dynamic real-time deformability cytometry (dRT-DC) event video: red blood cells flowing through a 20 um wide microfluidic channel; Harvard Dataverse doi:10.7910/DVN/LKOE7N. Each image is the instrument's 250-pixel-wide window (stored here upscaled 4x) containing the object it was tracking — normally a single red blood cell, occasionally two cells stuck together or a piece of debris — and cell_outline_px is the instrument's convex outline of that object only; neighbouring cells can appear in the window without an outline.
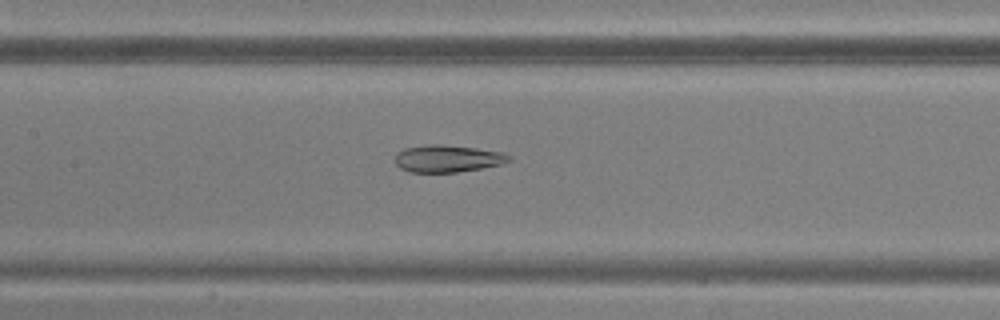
{"species": "common noctule bat (a hibernating species)", "species_latin": "Nyctalus noctula", "temperature_condition": "warm", "stored_images_in_passage": 35, "camera_frame_rate_fps": 3000, "um_per_image_px": 0.085, "animal": {"sex": "male", "body_mass_g": 20.5, "forearm_length_mm": 52.5}, "frame": {"image": 1, "passage_image": 13, "time_ms": 4.0, "image_size_px": [1000, 320], "cell_outline_px": [[512, 160], [500, 164], [480, 168], [456, 172], [408, 172], [400, 168], [396, 164], [396, 152], [404, 148], [428, 144], [440, 144], [476, 148], [504, 152]], "centroid_in_image_um": [38.01, 13.47], "position_along_channel_um": 169.4, "area_um2": 17.98}}
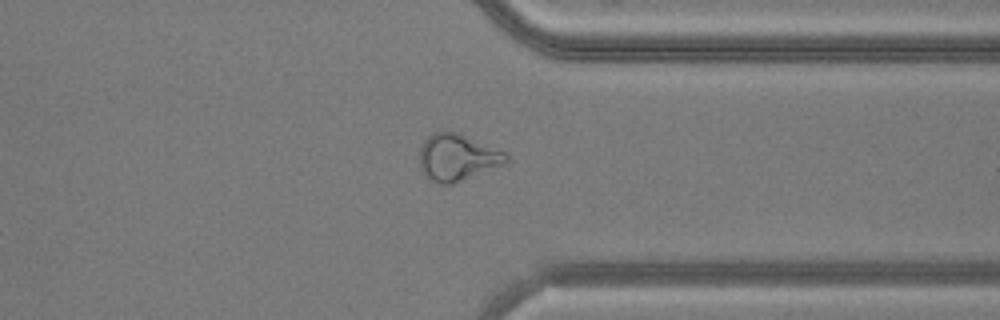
{"frame": {"image": 2, "passage_image": 28, "time_ms": 9.0, "image_size_px": [1000, 320], "cell_outline_px": [[508, 164], [452, 184], [440, 184], [424, 176], [420, 168], [420, 148], [424, 140], [432, 132], [456, 132], [508, 152]], "centroid_in_image_um": [38.91, 13.39], "position_along_channel_um": 372.5, "area_um2": 23.87}}
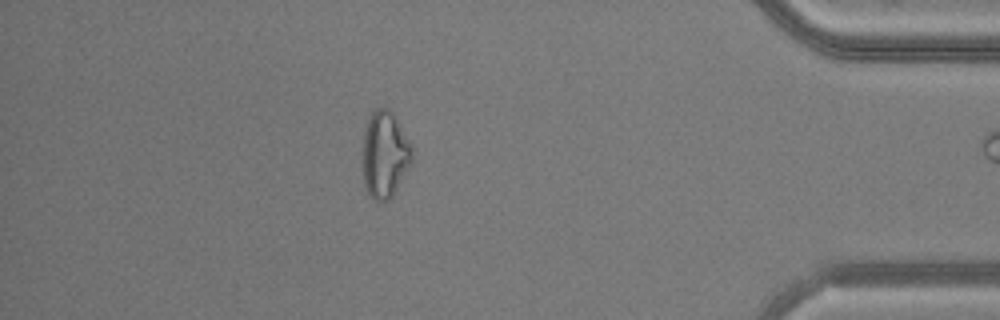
{"frame": {"image": 3, "passage_image": 33, "time_ms": 10.667, "image_size_px": [1000, 320], "cell_outline_px": [[412, 164], [392, 196], [388, 200], [376, 200], [368, 192], [364, 184], [364, 132], [368, 120], [372, 112], [376, 108], [388, 108], [392, 112], [408, 140], [412, 148]], "centroid_in_image_um": [32.73, 13.13], "position_along_channel_um": 402.5, "area_um2": 24.39}}